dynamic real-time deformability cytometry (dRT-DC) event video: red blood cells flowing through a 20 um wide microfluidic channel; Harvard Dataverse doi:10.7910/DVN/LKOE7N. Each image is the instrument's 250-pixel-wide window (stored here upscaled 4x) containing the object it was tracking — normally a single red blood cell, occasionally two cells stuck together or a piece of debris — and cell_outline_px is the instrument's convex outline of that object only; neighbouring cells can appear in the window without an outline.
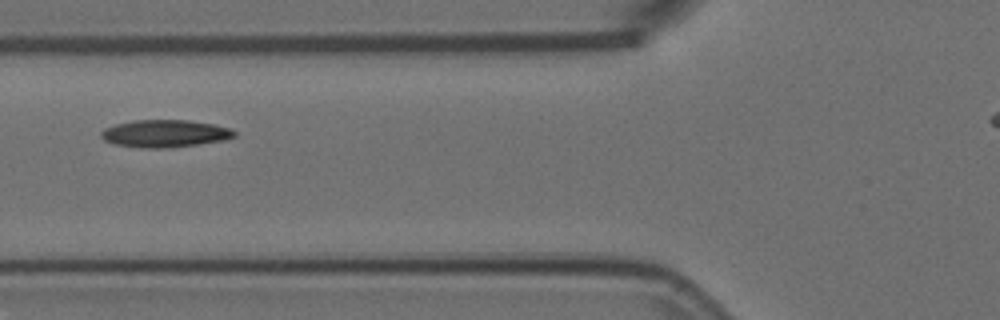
{"species": "Egyptian fruit bat (a non-hibernating species)", "species_latin": "Rousettus aegyptiacus", "temperature_condition": "room temperature", "stored_images_in_passage": 7, "camera_frame_rate_fps": 3000, "um_per_image_px": 0.085, "animal": {"sex": "female"}, "frame": {"image": 1, "passage_image": 4, "time_ms": 1.0, "image_size_px": [1000, 320], "cell_outline_px": [[236, 136], [224, 140], [200, 144], [172, 148], [140, 148], [112, 144], [104, 140], [100, 136], [100, 132], [104, 128], [116, 124], [132, 120], [188, 120], [212, 124], [232, 128], [236, 132]], "centroid_in_image_um": [14.0, 11.36], "position_along_channel_um": 111.8, "area_um2": 21.62}}
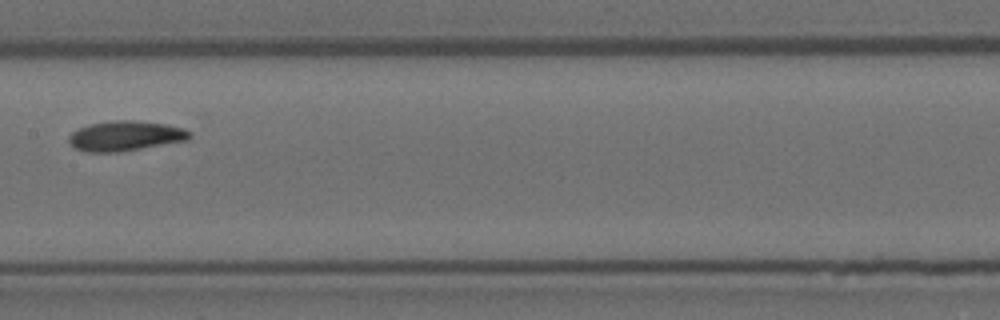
{"frame": {"image": 2, "passage_image": 6, "time_ms": 1.667, "image_size_px": [1000, 320], "cell_outline_px": [[192, 136], [188, 140], [120, 152], [88, 152], [72, 148], [68, 144], [68, 136], [72, 132], [88, 124], [112, 120], [132, 120], [164, 124], [184, 128], [192, 132]], "centroid_in_image_um": [10.63, 11.56], "position_along_channel_um": 196.8, "area_um2": 21.33}}
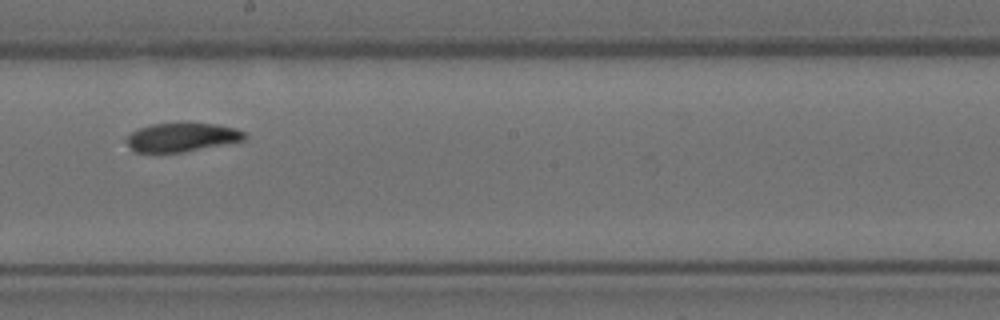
{"frame": {"image": 3, "passage_image": 7, "time_ms": 2.0, "image_size_px": [1000, 320], "cell_outline_px": [[248, 136], [244, 140], [180, 152], [136, 152], [124, 140], [132, 132], [140, 128], [152, 124], [184, 120], [216, 124], [236, 128], [244, 132]], "centroid_in_image_um": [15.47, 11.61], "position_along_channel_um": 232.7, "area_um2": 20.17}}